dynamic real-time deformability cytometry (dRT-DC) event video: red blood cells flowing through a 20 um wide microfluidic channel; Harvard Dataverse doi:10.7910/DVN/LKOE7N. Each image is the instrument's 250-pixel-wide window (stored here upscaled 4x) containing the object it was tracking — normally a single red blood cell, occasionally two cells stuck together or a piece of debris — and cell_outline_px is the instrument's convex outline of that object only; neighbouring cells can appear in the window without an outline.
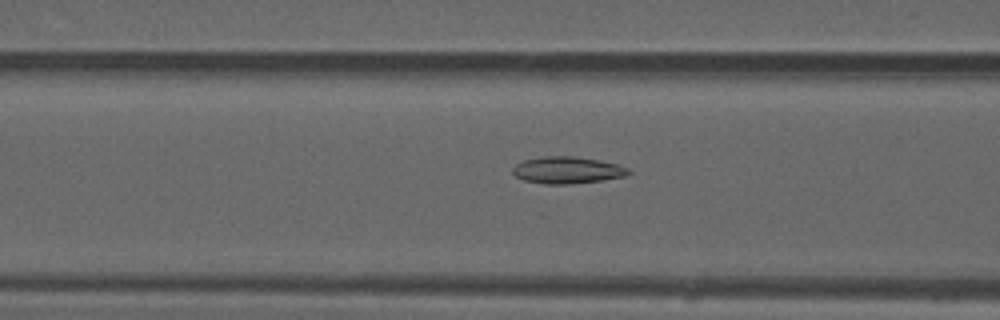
{"species": "common noctule bat (a hibernating species)", "species_latin": "Nyctalus noctula", "temperature_condition": "warm", "stored_images_in_passage": 50, "camera_frame_rate_fps": 3000, "um_per_image_px": 0.085, "animal": {"sex": "male", "forearm_length_mm": 52.5}, "frame": {"image": 1, "passage_image": 20, "time_ms": 6.333, "image_size_px": [1000, 320], "cell_outline_px": [[632, 172], [624, 176], [600, 180], [572, 184], [544, 184], [524, 180], [516, 176], [512, 172], [512, 168], [516, 164], [524, 160], [544, 156], [576, 156], [600, 160], [616, 164], [628, 168]], "centroid_in_image_um": [48.2, 14.45], "position_along_channel_um": 118.4, "area_um2": 18.09}}
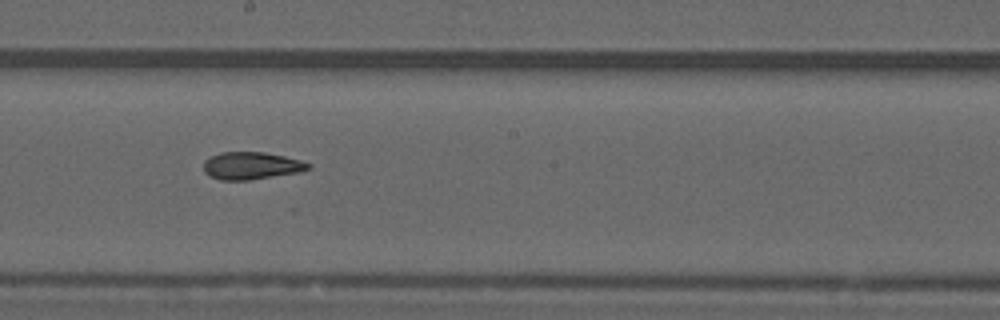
{"frame": {"image": 2, "passage_image": 28, "time_ms": 9.0, "image_size_px": [1000, 320], "cell_outline_px": [[312, 164], [308, 168], [300, 172], [248, 180], [220, 180], [204, 172], [204, 160], [220, 152], [264, 152], [284, 156], [300, 160]], "centroid_in_image_um": [21.36, 14.08], "position_along_channel_um": 226.8, "area_um2": 16.59}}
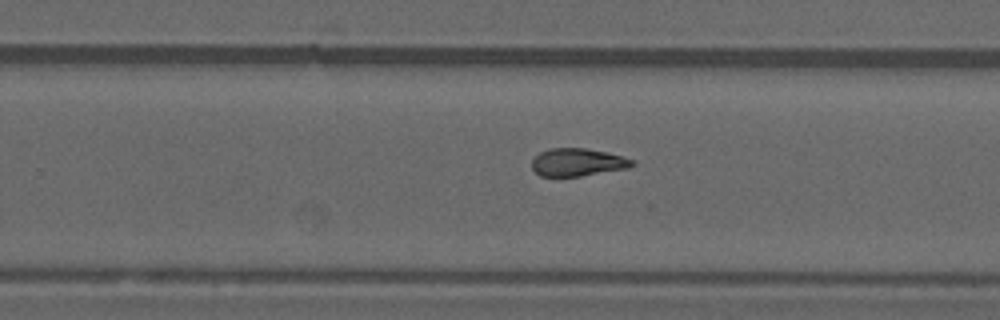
{"frame": {"image": 3, "passage_image": 32, "time_ms": 10.333, "image_size_px": [1000, 320], "cell_outline_px": [[636, 164], [628, 168], [580, 176], [540, 176], [532, 168], [532, 160], [540, 152], [548, 148], [584, 148], [608, 152], [632, 160]], "centroid_in_image_um": [49.08, 13.79], "position_along_channel_um": 280.7, "area_um2": 16.13}, "authors_computed_cell_mechanics": {"area_um2": 17.0221, "velocity_mm_per_s": 4.066, "shape_relaxation_time_tau1_ms": null, "shape_relaxation_time_tau2_ms": 2.5188, "deformation_change_tau1": null, "deformation_change_tau2": 0.1043}}